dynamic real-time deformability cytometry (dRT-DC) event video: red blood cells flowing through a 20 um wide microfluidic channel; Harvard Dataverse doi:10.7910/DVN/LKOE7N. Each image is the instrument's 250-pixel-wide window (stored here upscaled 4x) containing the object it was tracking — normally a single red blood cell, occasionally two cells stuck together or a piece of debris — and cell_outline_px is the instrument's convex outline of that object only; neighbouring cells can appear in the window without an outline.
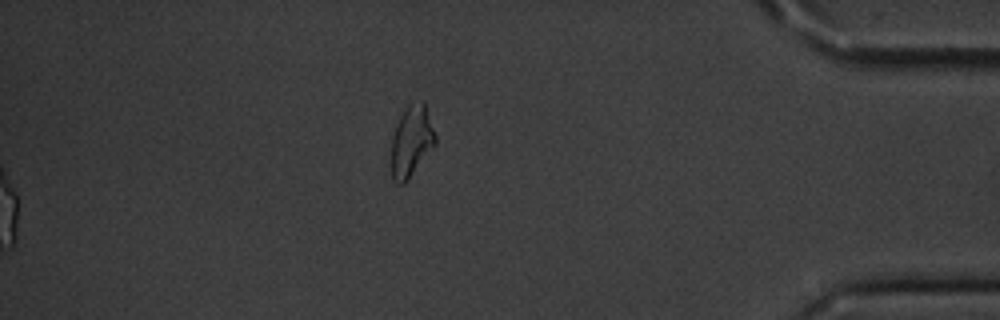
{"species": "common noctule bat (a hibernating species)", "species_latin": "Nyctalus noctula", "temperature_condition": "cold", "stored_images_in_passage": 57, "segment_of_instrument_passage": [2, 2], "camera_frame_rate_fps": 3000, "um_per_image_px": 0.085, "animal": {"sex": "male", "body_mass_g": 20.1, "forearm_length_mm": 53.5}, "frame": {"image": 1, "passage_image": 57, "time_ms": 18.667, "image_size_px": [1000, 320], "cell_outline_px": [[436, 144], [408, 180], [404, 184], [396, 184], [392, 180], [392, 136], [396, 124], [404, 108], [408, 104], [420, 100], [424, 100], [436, 136]], "centroid_in_image_um": [34.98, 11.99], "position_along_channel_um": 400.2, "area_um2": 18.44}}